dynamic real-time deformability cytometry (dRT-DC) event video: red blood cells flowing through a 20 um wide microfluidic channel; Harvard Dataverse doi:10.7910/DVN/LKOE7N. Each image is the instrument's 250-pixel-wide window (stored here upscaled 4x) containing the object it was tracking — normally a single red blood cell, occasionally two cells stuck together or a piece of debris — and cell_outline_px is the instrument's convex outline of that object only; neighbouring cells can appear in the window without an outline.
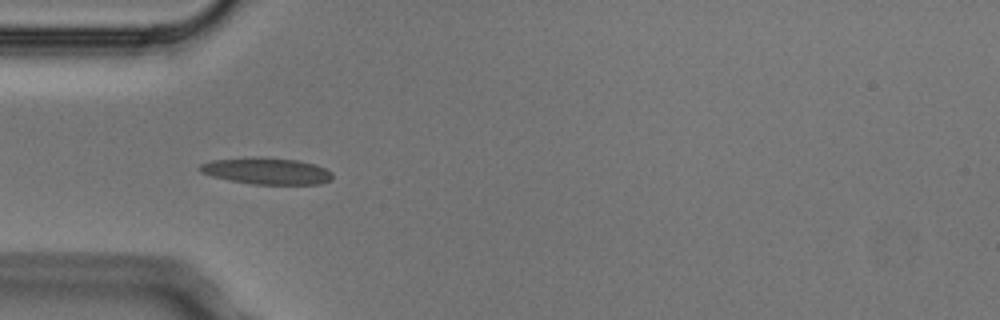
{"species": "Egyptian fruit bat (a non-hibernating species)", "species_latin": "Rousettus aegyptiacus", "temperature_condition": "cold", "stored_images_in_passage": 5, "camera_frame_rate_fps": 3000, "um_per_image_px": 0.085, "animal": {"sex": "male"}, "frame": {"image": 1, "passage_image": 5, "time_ms": 1.333, "image_size_px": [1000, 320], "cell_outline_px": [[332, 180], [320, 184], [252, 184], [228, 180], [212, 176], [200, 172], [196, 168], [200, 164], [212, 160], [256, 156], [300, 160], [316, 164], [332, 172]], "centroid_in_image_um": [22.65, 14.52], "position_along_channel_um": 62.4, "area_um2": 20.87}}